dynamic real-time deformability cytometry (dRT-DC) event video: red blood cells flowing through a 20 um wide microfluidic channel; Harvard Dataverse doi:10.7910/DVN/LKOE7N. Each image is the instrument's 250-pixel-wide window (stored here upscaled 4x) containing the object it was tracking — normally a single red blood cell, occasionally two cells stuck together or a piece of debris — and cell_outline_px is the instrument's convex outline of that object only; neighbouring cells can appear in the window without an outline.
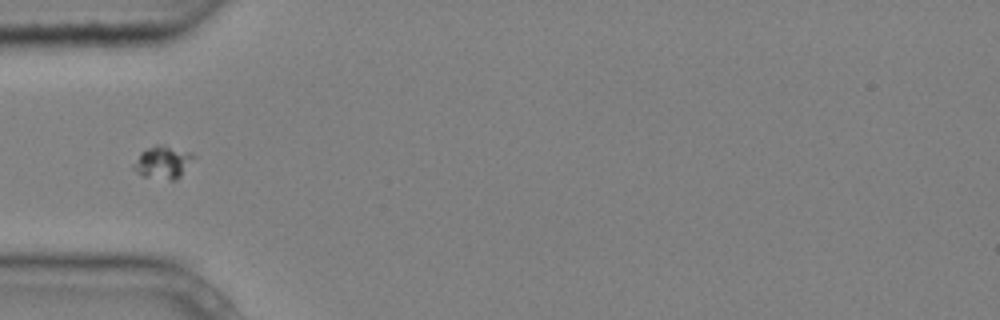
{"species": "common noctule bat (a hibernating species)", "species_latin": "Nyctalus noctula", "temperature_condition": "cold", "stored_images_in_passage": 12, "camera_frame_rate_fps": 3000, "um_per_image_px": 0.085, "animal": {"sex": "male", "body_mass_g": 20.4}, "frame": {"image": 1, "passage_image": 3, "time_ms": 0.667, "image_size_px": [1000, 320], "cell_outline_px": [[196, 156], [180, 176], [176, 180], [172, 180], [144, 176], [132, 168], [132, 164], [140, 152], [156, 144], [160, 144], [192, 152]], "centroid_in_image_um": [13.85, 13.77], "position_along_channel_um": 71.2, "area_um2": 11.39}}
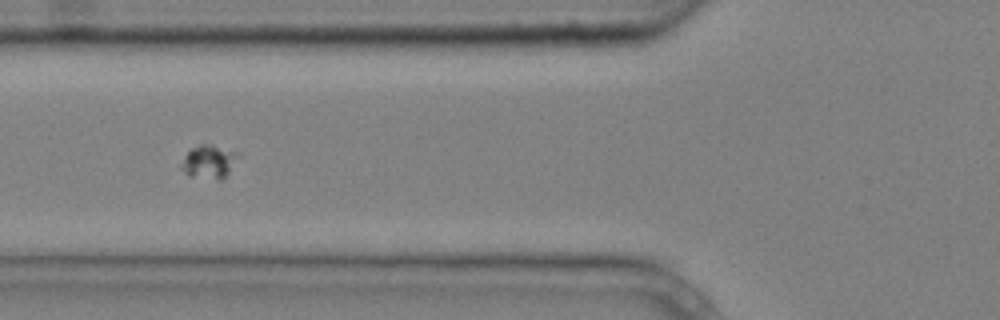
{"frame": {"image": 2, "passage_image": 4, "time_ms": 1.0, "image_size_px": [1000, 320], "cell_outline_px": [[240, 156], [228, 172], [220, 180], [216, 180], [188, 176], [180, 168], [180, 164], [184, 156], [192, 148], [200, 144], [208, 144], [240, 152]], "centroid_in_image_um": [17.75, 13.75], "position_along_channel_um": 108.1, "area_um2": 11.16}}